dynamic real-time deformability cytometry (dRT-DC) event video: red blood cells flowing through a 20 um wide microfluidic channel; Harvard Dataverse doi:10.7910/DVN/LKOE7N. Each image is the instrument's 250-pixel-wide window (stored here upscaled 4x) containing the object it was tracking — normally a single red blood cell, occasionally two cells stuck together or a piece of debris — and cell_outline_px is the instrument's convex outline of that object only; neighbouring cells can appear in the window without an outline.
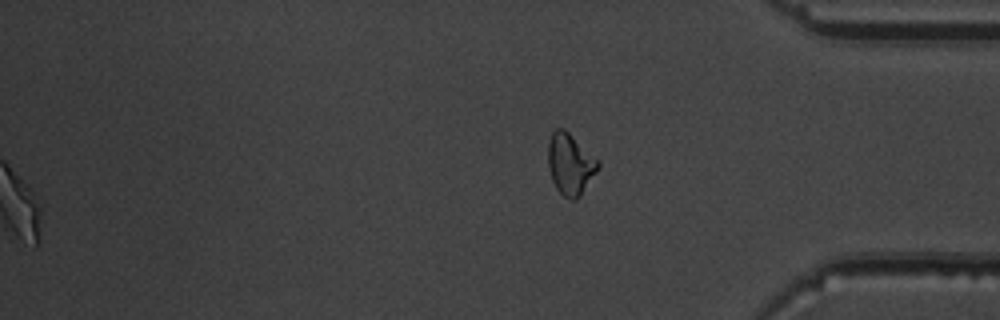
{"species": "common noctule bat (a hibernating species)", "species_latin": "Nyctalus noctula", "temperature_condition": "warm", "stored_images_in_passage": 38, "segment_of_instrument_passage": [2, 2], "camera_frame_rate_fps": 3000, "um_per_image_px": 0.085, "animal": {"sex": "male", "body_mass_g": 19.5, "forearm_length_mm": 54.6}, "frame": {"image": 1, "passage_image": 38, "time_ms": 12.333, "image_size_px": [1000, 320], "cell_outline_px": [[600, 164], [596, 172], [580, 196], [576, 200], [568, 200], [556, 188], [552, 180], [548, 168], [548, 144], [552, 132], [556, 128], [564, 128], [600, 160]], "centroid_in_image_um": [48.47, 13.94], "position_along_channel_um": 386.7, "area_um2": 17.98}}